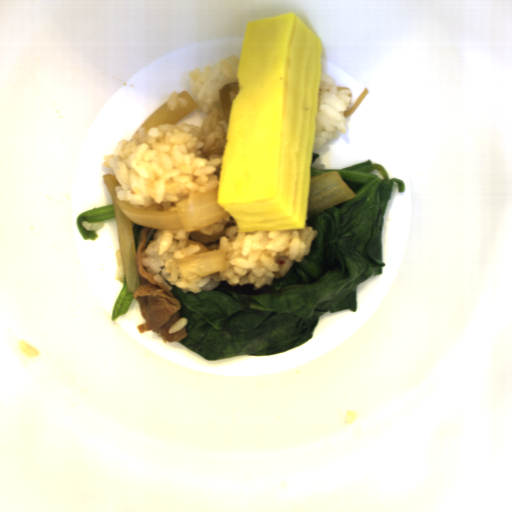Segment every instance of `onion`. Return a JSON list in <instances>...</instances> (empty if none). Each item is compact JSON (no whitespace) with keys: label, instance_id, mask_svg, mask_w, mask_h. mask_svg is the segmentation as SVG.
Listing matches in <instances>:
<instances>
[{"label":"onion","instance_id":"275d332c","mask_svg":"<svg viewBox=\"0 0 512 512\" xmlns=\"http://www.w3.org/2000/svg\"><path fill=\"white\" fill-rule=\"evenodd\" d=\"M369 93L370 92H369L368 88H364L363 91L361 92V94L359 95V97L357 98V100L355 101V103L353 104V106L351 107V109L344 111V113H343L344 118H347L350 115H352L354 113V111L360 106V104L365 100V98L369 95Z\"/></svg>","mask_w":512,"mask_h":512},{"label":"onion","instance_id":"2ce2d468","mask_svg":"<svg viewBox=\"0 0 512 512\" xmlns=\"http://www.w3.org/2000/svg\"><path fill=\"white\" fill-rule=\"evenodd\" d=\"M238 92H239L238 81L228 83L219 88L223 117H224L227 125L229 122L231 106H232V103L235 100Z\"/></svg>","mask_w":512,"mask_h":512},{"label":"onion","instance_id":"55239325","mask_svg":"<svg viewBox=\"0 0 512 512\" xmlns=\"http://www.w3.org/2000/svg\"><path fill=\"white\" fill-rule=\"evenodd\" d=\"M176 265L184 279L191 281L200 276L227 270L226 251L211 250L187 258H179Z\"/></svg>","mask_w":512,"mask_h":512},{"label":"onion","instance_id":"23ac38db","mask_svg":"<svg viewBox=\"0 0 512 512\" xmlns=\"http://www.w3.org/2000/svg\"><path fill=\"white\" fill-rule=\"evenodd\" d=\"M177 97L185 99L188 103L187 107H178L171 110L169 103L163 102L141 125L145 132L159 125H175L189 115L192 111L199 108V104L190 95L187 90L179 92Z\"/></svg>","mask_w":512,"mask_h":512},{"label":"onion","instance_id":"06740285","mask_svg":"<svg viewBox=\"0 0 512 512\" xmlns=\"http://www.w3.org/2000/svg\"><path fill=\"white\" fill-rule=\"evenodd\" d=\"M111 197L115 214L119 252L128 292L140 286L138 258L135 249L132 225L161 230H183L192 232L231 216L218 204V189L215 188L176 203V210L151 211L119 200L115 190L120 186L112 173L102 177Z\"/></svg>","mask_w":512,"mask_h":512},{"label":"onion","instance_id":"6bf65262","mask_svg":"<svg viewBox=\"0 0 512 512\" xmlns=\"http://www.w3.org/2000/svg\"><path fill=\"white\" fill-rule=\"evenodd\" d=\"M353 189L338 170L322 172L310 178L307 219L341 205L355 197Z\"/></svg>","mask_w":512,"mask_h":512}]
</instances>
